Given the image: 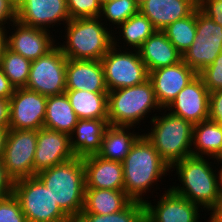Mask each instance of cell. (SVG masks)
I'll return each mask as SVG.
<instances>
[{"label": "cell", "mask_w": 222, "mask_h": 222, "mask_svg": "<svg viewBox=\"0 0 222 222\" xmlns=\"http://www.w3.org/2000/svg\"><path fill=\"white\" fill-rule=\"evenodd\" d=\"M122 166L124 191L132 201L142 203L149 199L144 196L145 193H153L154 186L159 188L158 182L169 175L168 173L171 174V167L143 133L131 147Z\"/></svg>", "instance_id": "1"}, {"label": "cell", "mask_w": 222, "mask_h": 222, "mask_svg": "<svg viewBox=\"0 0 222 222\" xmlns=\"http://www.w3.org/2000/svg\"><path fill=\"white\" fill-rule=\"evenodd\" d=\"M210 159L190 156L176 162L171 172L176 169L174 176L178 175L180 184L169 185L176 194L197 204L205 212L211 211L220 201L217 167L214 166L217 163L216 159L214 163Z\"/></svg>", "instance_id": "2"}, {"label": "cell", "mask_w": 222, "mask_h": 222, "mask_svg": "<svg viewBox=\"0 0 222 222\" xmlns=\"http://www.w3.org/2000/svg\"><path fill=\"white\" fill-rule=\"evenodd\" d=\"M36 176L43 182L54 201L74 222L83 210L85 168L80 157L42 170Z\"/></svg>", "instance_id": "3"}, {"label": "cell", "mask_w": 222, "mask_h": 222, "mask_svg": "<svg viewBox=\"0 0 222 222\" xmlns=\"http://www.w3.org/2000/svg\"><path fill=\"white\" fill-rule=\"evenodd\" d=\"M64 28L65 41L57 44L69 59L101 60L113 46V32L99 17L70 19Z\"/></svg>", "instance_id": "4"}, {"label": "cell", "mask_w": 222, "mask_h": 222, "mask_svg": "<svg viewBox=\"0 0 222 222\" xmlns=\"http://www.w3.org/2000/svg\"><path fill=\"white\" fill-rule=\"evenodd\" d=\"M156 114L149 118L152 125L147 130L150 131L143 134L161 158L172 167L176 162L192 156L193 124L166 109L160 110V116Z\"/></svg>", "instance_id": "5"}, {"label": "cell", "mask_w": 222, "mask_h": 222, "mask_svg": "<svg viewBox=\"0 0 222 222\" xmlns=\"http://www.w3.org/2000/svg\"><path fill=\"white\" fill-rule=\"evenodd\" d=\"M161 109L150 79L132 87L108 91L109 125L136 128V125H141V120H145L146 117L148 119L150 113Z\"/></svg>", "instance_id": "6"}, {"label": "cell", "mask_w": 222, "mask_h": 222, "mask_svg": "<svg viewBox=\"0 0 222 222\" xmlns=\"http://www.w3.org/2000/svg\"><path fill=\"white\" fill-rule=\"evenodd\" d=\"M13 194L19 200L27 222H73L37 176L15 181Z\"/></svg>", "instance_id": "7"}, {"label": "cell", "mask_w": 222, "mask_h": 222, "mask_svg": "<svg viewBox=\"0 0 222 222\" xmlns=\"http://www.w3.org/2000/svg\"><path fill=\"white\" fill-rule=\"evenodd\" d=\"M101 62L108 91L132 87L149 79V72L138 50H121L112 46Z\"/></svg>", "instance_id": "8"}, {"label": "cell", "mask_w": 222, "mask_h": 222, "mask_svg": "<svg viewBox=\"0 0 222 222\" xmlns=\"http://www.w3.org/2000/svg\"><path fill=\"white\" fill-rule=\"evenodd\" d=\"M67 57L56 45L46 55L31 62L26 89L44 96H54L66 91Z\"/></svg>", "instance_id": "9"}, {"label": "cell", "mask_w": 222, "mask_h": 222, "mask_svg": "<svg viewBox=\"0 0 222 222\" xmlns=\"http://www.w3.org/2000/svg\"><path fill=\"white\" fill-rule=\"evenodd\" d=\"M36 145V130L9 129L2 162L6 172L14 182L36 176L34 174Z\"/></svg>", "instance_id": "10"}, {"label": "cell", "mask_w": 222, "mask_h": 222, "mask_svg": "<svg viewBox=\"0 0 222 222\" xmlns=\"http://www.w3.org/2000/svg\"><path fill=\"white\" fill-rule=\"evenodd\" d=\"M9 100V129L38 131L44 126L47 96L23 87L15 88Z\"/></svg>", "instance_id": "11"}, {"label": "cell", "mask_w": 222, "mask_h": 222, "mask_svg": "<svg viewBox=\"0 0 222 222\" xmlns=\"http://www.w3.org/2000/svg\"><path fill=\"white\" fill-rule=\"evenodd\" d=\"M16 20L26 26L49 30L60 24L65 26L70 16L66 0H20L16 5Z\"/></svg>", "instance_id": "12"}, {"label": "cell", "mask_w": 222, "mask_h": 222, "mask_svg": "<svg viewBox=\"0 0 222 222\" xmlns=\"http://www.w3.org/2000/svg\"><path fill=\"white\" fill-rule=\"evenodd\" d=\"M159 197V201L144 202L145 222H199L201 209L176 194L170 187ZM155 203V204H154Z\"/></svg>", "instance_id": "13"}, {"label": "cell", "mask_w": 222, "mask_h": 222, "mask_svg": "<svg viewBox=\"0 0 222 222\" xmlns=\"http://www.w3.org/2000/svg\"><path fill=\"white\" fill-rule=\"evenodd\" d=\"M8 27L10 30L7 29V47L31 61L46 55L57 45V39L53 38L51 30L26 26L17 20Z\"/></svg>", "instance_id": "14"}, {"label": "cell", "mask_w": 222, "mask_h": 222, "mask_svg": "<svg viewBox=\"0 0 222 222\" xmlns=\"http://www.w3.org/2000/svg\"><path fill=\"white\" fill-rule=\"evenodd\" d=\"M210 92L198 75L165 108L193 125L209 119Z\"/></svg>", "instance_id": "15"}, {"label": "cell", "mask_w": 222, "mask_h": 222, "mask_svg": "<svg viewBox=\"0 0 222 222\" xmlns=\"http://www.w3.org/2000/svg\"><path fill=\"white\" fill-rule=\"evenodd\" d=\"M197 76L198 73L183 60L177 64L149 72V79L153 84L155 98L159 106L165 109L178 93Z\"/></svg>", "instance_id": "16"}, {"label": "cell", "mask_w": 222, "mask_h": 222, "mask_svg": "<svg viewBox=\"0 0 222 222\" xmlns=\"http://www.w3.org/2000/svg\"><path fill=\"white\" fill-rule=\"evenodd\" d=\"M75 157L71 150L70 135L42 127L37 131L34 174L69 161Z\"/></svg>", "instance_id": "17"}, {"label": "cell", "mask_w": 222, "mask_h": 222, "mask_svg": "<svg viewBox=\"0 0 222 222\" xmlns=\"http://www.w3.org/2000/svg\"><path fill=\"white\" fill-rule=\"evenodd\" d=\"M86 188L124 190L122 162L107 160L97 154L82 158Z\"/></svg>", "instance_id": "18"}, {"label": "cell", "mask_w": 222, "mask_h": 222, "mask_svg": "<svg viewBox=\"0 0 222 222\" xmlns=\"http://www.w3.org/2000/svg\"><path fill=\"white\" fill-rule=\"evenodd\" d=\"M66 90L108 92L101 60L67 58Z\"/></svg>", "instance_id": "19"}, {"label": "cell", "mask_w": 222, "mask_h": 222, "mask_svg": "<svg viewBox=\"0 0 222 222\" xmlns=\"http://www.w3.org/2000/svg\"><path fill=\"white\" fill-rule=\"evenodd\" d=\"M198 7L196 0H144L139 11L153 24L163 30L169 24L189 16Z\"/></svg>", "instance_id": "20"}, {"label": "cell", "mask_w": 222, "mask_h": 222, "mask_svg": "<svg viewBox=\"0 0 222 222\" xmlns=\"http://www.w3.org/2000/svg\"><path fill=\"white\" fill-rule=\"evenodd\" d=\"M108 126V119H78L70 134L71 150L75 157L97 154Z\"/></svg>", "instance_id": "21"}, {"label": "cell", "mask_w": 222, "mask_h": 222, "mask_svg": "<svg viewBox=\"0 0 222 222\" xmlns=\"http://www.w3.org/2000/svg\"><path fill=\"white\" fill-rule=\"evenodd\" d=\"M138 51L148 72L177 64L183 60V55L161 30H156Z\"/></svg>", "instance_id": "22"}, {"label": "cell", "mask_w": 222, "mask_h": 222, "mask_svg": "<svg viewBox=\"0 0 222 222\" xmlns=\"http://www.w3.org/2000/svg\"><path fill=\"white\" fill-rule=\"evenodd\" d=\"M134 126H112L105 130L98 156L113 161L123 162L131 147L142 135L131 131Z\"/></svg>", "instance_id": "23"}, {"label": "cell", "mask_w": 222, "mask_h": 222, "mask_svg": "<svg viewBox=\"0 0 222 222\" xmlns=\"http://www.w3.org/2000/svg\"><path fill=\"white\" fill-rule=\"evenodd\" d=\"M117 29L119 30L117 31ZM117 29L116 28L112 29V31L115 32V33H112L113 46L120 49L130 48V50H139L142 47L143 43L156 31L152 22L140 11H138L133 16H131L123 24L119 25ZM115 34H119V36L122 39L118 35H115ZM121 40L124 41L123 42L124 47H122ZM119 43L121 45H119Z\"/></svg>", "instance_id": "24"}, {"label": "cell", "mask_w": 222, "mask_h": 222, "mask_svg": "<svg viewBox=\"0 0 222 222\" xmlns=\"http://www.w3.org/2000/svg\"><path fill=\"white\" fill-rule=\"evenodd\" d=\"M222 154V125L211 120L193 125L192 156L211 157L212 161Z\"/></svg>", "instance_id": "25"}, {"label": "cell", "mask_w": 222, "mask_h": 222, "mask_svg": "<svg viewBox=\"0 0 222 222\" xmlns=\"http://www.w3.org/2000/svg\"><path fill=\"white\" fill-rule=\"evenodd\" d=\"M131 201L124 190L85 188L81 213L113 214L123 210Z\"/></svg>", "instance_id": "26"}, {"label": "cell", "mask_w": 222, "mask_h": 222, "mask_svg": "<svg viewBox=\"0 0 222 222\" xmlns=\"http://www.w3.org/2000/svg\"><path fill=\"white\" fill-rule=\"evenodd\" d=\"M78 119H108V92L66 90Z\"/></svg>", "instance_id": "27"}, {"label": "cell", "mask_w": 222, "mask_h": 222, "mask_svg": "<svg viewBox=\"0 0 222 222\" xmlns=\"http://www.w3.org/2000/svg\"><path fill=\"white\" fill-rule=\"evenodd\" d=\"M78 122L66 93L47 97L45 128L71 134Z\"/></svg>", "instance_id": "28"}, {"label": "cell", "mask_w": 222, "mask_h": 222, "mask_svg": "<svg viewBox=\"0 0 222 222\" xmlns=\"http://www.w3.org/2000/svg\"><path fill=\"white\" fill-rule=\"evenodd\" d=\"M222 52V42L196 41L183 54V61L198 74Z\"/></svg>", "instance_id": "29"}, {"label": "cell", "mask_w": 222, "mask_h": 222, "mask_svg": "<svg viewBox=\"0 0 222 222\" xmlns=\"http://www.w3.org/2000/svg\"><path fill=\"white\" fill-rule=\"evenodd\" d=\"M162 31L183 55L196 38V9L189 16L169 24Z\"/></svg>", "instance_id": "30"}, {"label": "cell", "mask_w": 222, "mask_h": 222, "mask_svg": "<svg viewBox=\"0 0 222 222\" xmlns=\"http://www.w3.org/2000/svg\"><path fill=\"white\" fill-rule=\"evenodd\" d=\"M31 62L7 47L1 58L0 66L15 88H23L26 87L29 78Z\"/></svg>", "instance_id": "31"}, {"label": "cell", "mask_w": 222, "mask_h": 222, "mask_svg": "<svg viewBox=\"0 0 222 222\" xmlns=\"http://www.w3.org/2000/svg\"><path fill=\"white\" fill-rule=\"evenodd\" d=\"M74 222H145L144 203L131 201L123 210L113 214L80 213Z\"/></svg>", "instance_id": "32"}, {"label": "cell", "mask_w": 222, "mask_h": 222, "mask_svg": "<svg viewBox=\"0 0 222 222\" xmlns=\"http://www.w3.org/2000/svg\"><path fill=\"white\" fill-rule=\"evenodd\" d=\"M139 11V4L135 0H113L101 6L99 18L106 26L116 28ZM111 22V24H110Z\"/></svg>", "instance_id": "33"}, {"label": "cell", "mask_w": 222, "mask_h": 222, "mask_svg": "<svg viewBox=\"0 0 222 222\" xmlns=\"http://www.w3.org/2000/svg\"><path fill=\"white\" fill-rule=\"evenodd\" d=\"M196 41L222 42V26L196 8Z\"/></svg>", "instance_id": "34"}, {"label": "cell", "mask_w": 222, "mask_h": 222, "mask_svg": "<svg viewBox=\"0 0 222 222\" xmlns=\"http://www.w3.org/2000/svg\"><path fill=\"white\" fill-rule=\"evenodd\" d=\"M70 19L95 18L101 13L100 0H66Z\"/></svg>", "instance_id": "35"}, {"label": "cell", "mask_w": 222, "mask_h": 222, "mask_svg": "<svg viewBox=\"0 0 222 222\" xmlns=\"http://www.w3.org/2000/svg\"><path fill=\"white\" fill-rule=\"evenodd\" d=\"M0 222H27L14 194L0 199Z\"/></svg>", "instance_id": "36"}, {"label": "cell", "mask_w": 222, "mask_h": 222, "mask_svg": "<svg viewBox=\"0 0 222 222\" xmlns=\"http://www.w3.org/2000/svg\"><path fill=\"white\" fill-rule=\"evenodd\" d=\"M204 81L209 92L222 89V52L214 62L198 74Z\"/></svg>", "instance_id": "37"}, {"label": "cell", "mask_w": 222, "mask_h": 222, "mask_svg": "<svg viewBox=\"0 0 222 222\" xmlns=\"http://www.w3.org/2000/svg\"><path fill=\"white\" fill-rule=\"evenodd\" d=\"M198 8L222 26V0H199Z\"/></svg>", "instance_id": "38"}, {"label": "cell", "mask_w": 222, "mask_h": 222, "mask_svg": "<svg viewBox=\"0 0 222 222\" xmlns=\"http://www.w3.org/2000/svg\"><path fill=\"white\" fill-rule=\"evenodd\" d=\"M209 120L222 125V89L210 92Z\"/></svg>", "instance_id": "39"}, {"label": "cell", "mask_w": 222, "mask_h": 222, "mask_svg": "<svg viewBox=\"0 0 222 222\" xmlns=\"http://www.w3.org/2000/svg\"><path fill=\"white\" fill-rule=\"evenodd\" d=\"M15 20L16 4L12 0H0V27H6Z\"/></svg>", "instance_id": "40"}, {"label": "cell", "mask_w": 222, "mask_h": 222, "mask_svg": "<svg viewBox=\"0 0 222 222\" xmlns=\"http://www.w3.org/2000/svg\"><path fill=\"white\" fill-rule=\"evenodd\" d=\"M14 181L9 177L0 159V199L13 194Z\"/></svg>", "instance_id": "41"}, {"label": "cell", "mask_w": 222, "mask_h": 222, "mask_svg": "<svg viewBox=\"0 0 222 222\" xmlns=\"http://www.w3.org/2000/svg\"><path fill=\"white\" fill-rule=\"evenodd\" d=\"M15 87L10 83L0 66V98L10 99L13 95Z\"/></svg>", "instance_id": "42"}, {"label": "cell", "mask_w": 222, "mask_h": 222, "mask_svg": "<svg viewBox=\"0 0 222 222\" xmlns=\"http://www.w3.org/2000/svg\"><path fill=\"white\" fill-rule=\"evenodd\" d=\"M10 100L0 98V128H9Z\"/></svg>", "instance_id": "43"}, {"label": "cell", "mask_w": 222, "mask_h": 222, "mask_svg": "<svg viewBox=\"0 0 222 222\" xmlns=\"http://www.w3.org/2000/svg\"><path fill=\"white\" fill-rule=\"evenodd\" d=\"M7 28L6 27H0V61L1 58L7 48Z\"/></svg>", "instance_id": "44"}, {"label": "cell", "mask_w": 222, "mask_h": 222, "mask_svg": "<svg viewBox=\"0 0 222 222\" xmlns=\"http://www.w3.org/2000/svg\"><path fill=\"white\" fill-rule=\"evenodd\" d=\"M208 222H222V207H214L210 213Z\"/></svg>", "instance_id": "45"}, {"label": "cell", "mask_w": 222, "mask_h": 222, "mask_svg": "<svg viewBox=\"0 0 222 222\" xmlns=\"http://www.w3.org/2000/svg\"><path fill=\"white\" fill-rule=\"evenodd\" d=\"M9 128H0V159H2Z\"/></svg>", "instance_id": "46"}, {"label": "cell", "mask_w": 222, "mask_h": 222, "mask_svg": "<svg viewBox=\"0 0 222 222\" xmlns=\"http://www.w3.org/2000/svg\"><path fill=\"white\" fill-rule=\"evenodd\" d=\"M216 163L218 164L215 166H218L219 168V169L217 168L216 170H217V178H218V188H219V193L221 195L222 194V163H219L217 159H216Z\"/></svg>", "instance_id": "47"}, {"label": "cell", "mask_w": 222, "mask_h": 222, "mask_svg": "<svg viewBox=\"0 0 222 222\" xmlns=\"http://www.w3.org/2000/svg\"><path fill=\"white\" fill-rule=\"evenodd\" d=\"M215 207H222V194L220 195V201Z\"/></svg>", "instance_id": "48"}, {"label": "cell", "mask_w": 222, "mask_h": 222, "mask_svg": "<svg viewBox=\"0 0 222 222\" xmlns=\"http://www.w3.org/2000/svg\"><path fill=\"white\" fill-rule=\"evenodd\" d=\"M113 0H100L101 5Z\"/></svg>", "instance_id": "49"}, {"label": "cell", "mask_w": 222, "mask_h": 222, "mask_svg": "<svg viewBox=\"0 0 222 222\" xmlns=\"http://www.w3.org/2000/svg\"><path fill=\"white\" fill-rule=\"evenodd\" d=\"M217 160L219 161V163H222V154L218 157Z\"/></svg>", "instance_id": "50"}, {"label": "cell", "mask_w": 222, "mask_h": 222, "mask_svg": "<svg viewBox=\"0 0 222 222\" xmlns=\"http://www.w3.org/2000/svg\"><path fill=\"white\" fill-rule=\"evenodd\" d=\"M138 4H141L144 0H135Z\"/></svg>", "instance_id": "51"}, {"label": "cell", "mask_w": 222, "mask_h": 222, "mask_svg": "<svg viewBox=\"0 0 222 222\" xmlns=\"http://www.w3.org/2000/svg\"><path fill=\"white\" fill-rule=\"evenodd\" d=\"M12 1L17 5L20 0H12Z\"/></svg>", "instance_id": "52"}]
</instances>
